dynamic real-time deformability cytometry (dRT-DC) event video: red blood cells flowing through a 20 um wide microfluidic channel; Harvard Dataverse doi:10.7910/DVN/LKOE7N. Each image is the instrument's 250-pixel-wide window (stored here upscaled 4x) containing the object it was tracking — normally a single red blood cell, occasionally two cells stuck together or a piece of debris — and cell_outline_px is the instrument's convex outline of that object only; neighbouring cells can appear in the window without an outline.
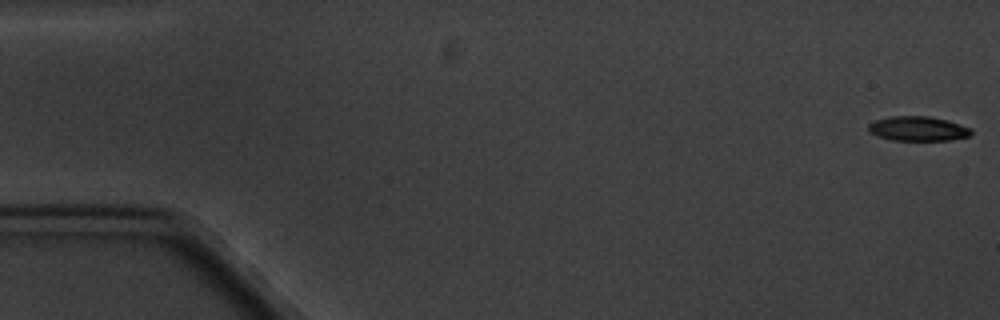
{"species": "common noctule bat (a hibernating species)", "species_latin": "Nyctalus noctula", "temperature_condition": "cold", "stored_images_in_passage": 4, "camera_frame_rate_fps": 3000, "um_per_image_px": 0.085, "animal": {"sex": "male", "body_mass_g": 20.1, "forearm_length_mm": 53.5}, "frame": {"image": 1, "passage_image": 1, "time_ms": 0.0, "image_size_px": [1000, 320], "cell_outline_px": [[972, 132], [968, 136], [952, 140], [892, 140], [876, 136], [868, 132], [868, 124], [872, 120], [892, 116], [928, 116], [948, 120], [972, 128]], "centroid_in_image_um": [77.99, 10.93], "position_along_channel_um": 7.0, "area_um2": 14.91}}